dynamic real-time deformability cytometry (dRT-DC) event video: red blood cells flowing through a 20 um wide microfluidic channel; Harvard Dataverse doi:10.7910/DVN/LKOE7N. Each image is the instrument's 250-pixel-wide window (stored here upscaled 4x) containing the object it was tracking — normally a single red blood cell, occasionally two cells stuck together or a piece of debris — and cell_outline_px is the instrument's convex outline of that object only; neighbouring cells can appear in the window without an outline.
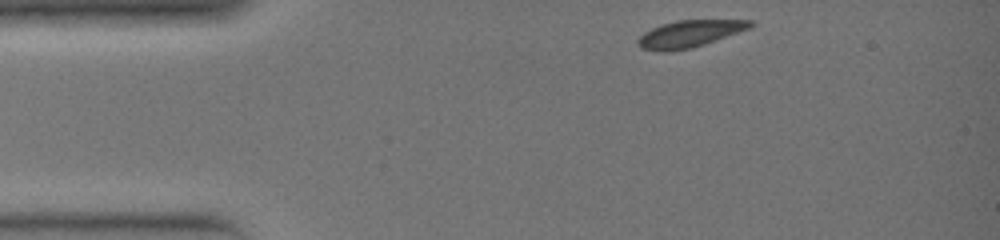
{"species": "common noctule bat (a hibernating species)", "species_latin": "Nyctalus noctula", "temperature_condition": "warm", "stored_images_in_passage": 27, "camera_frame_rate_fps": 3000, "um_per_image_px": 0.085, "animal": {"sex": "female", "body_mass_g": 19.0, "forearm_length_mm": 51.5}, "frame": {"image": 1, "passage_image": 1, "time_ms": 0.0, "image_size_px": [1000, 240], "cell_outline_px": [[756, 24], [752, 28], [692, 48], [668, 52], [660, 52], [640, 48], [636, 44], [636, 40], [644, 32], [660, 24], [676, 20], [752, 20]], "centroid_in_image_um": [58.6, 2.88], "position_along_channel_um": 26.4, "area_um2": 17.98}}
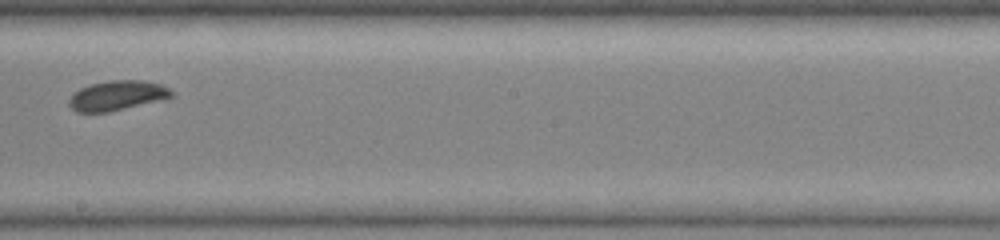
{"frame": {"image": 2, "passage_image": 16, "time_ms": 5.0, "image_size_px": [1000, 240], "cell_outline_px": [[176, 96], [168, 100], [108, 112], [76, 112], [68, 104], [68, 100], [80, 88], [92, 84], [108, 80], [144, 80], [160, 84], [168, 88]], "centroid_in_image_um": [10.04, 8.13], "position_along_channel_um": 238.2, "area_um2": 18.09}}
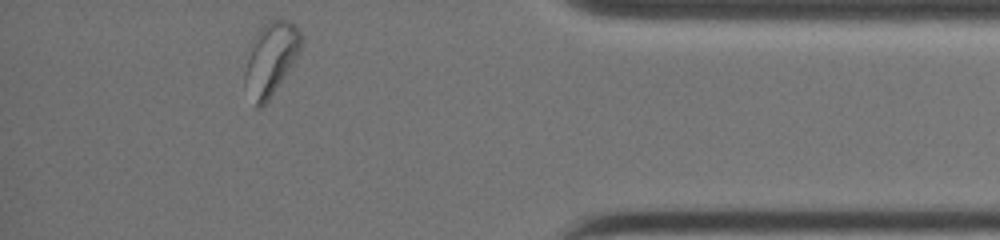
{"frame": {"image": 3, "passage_image": 27, "time_ms": 8.667, "image_size_px": [1000, 240], "cell_outline_px": [[304, 40], [300, 52], [268, 100], [260, 108], [256, 104], [244, 84], [244, 72], [252, 40], [260, 28], [264, 24], [280, 16], [296, 24]], "centroid_in_image_um": [23.05, 4.9], "position_along_channel_um": 412.1, "area_um2": 23.7}}